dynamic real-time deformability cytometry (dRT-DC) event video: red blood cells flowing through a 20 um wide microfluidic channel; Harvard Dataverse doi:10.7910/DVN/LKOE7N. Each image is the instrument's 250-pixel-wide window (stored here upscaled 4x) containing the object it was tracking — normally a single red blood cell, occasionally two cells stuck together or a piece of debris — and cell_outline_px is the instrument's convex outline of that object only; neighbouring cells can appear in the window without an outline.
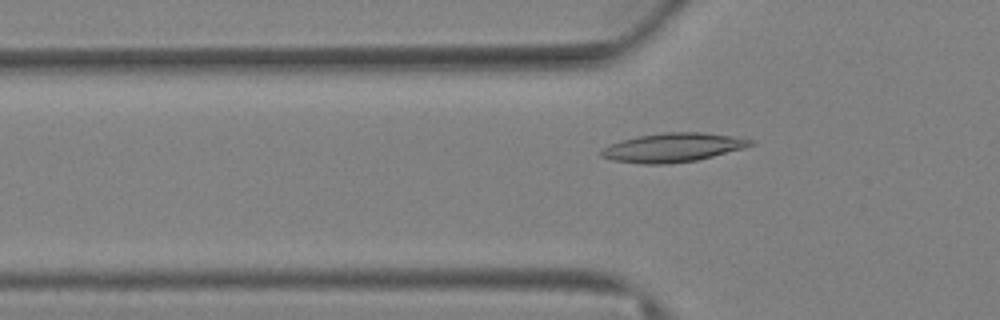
{"species": "Egyptian fruit bat (a non-hibernating species)", "species_latin": "Rousettus aegyptiacus", "temperature_condition": "warm", "stored_images_in_passage": 64, "camera_frame_rate_fps": 3000, "um_per_image_px": 0.085, "animal": {"sex": "female"}, "frame": {"image": 1, "passage_image": 10, "time_ms": 3.0, "image_size_px": [1000, 320], "cell_outline_px": [[756, 144], [744, 148], [696, 160], [668, 164], [644, 164], [612, 160], [600, 156], [600, 152], [608, 144], [620, 140], [636, 136], [664, 132], [700, 132], [732, 136], [756, 140]], "centroid_in_image_um": [57.19, 12.53], "position_along_channel_um": 68.6, "area_um2": 25.26}}
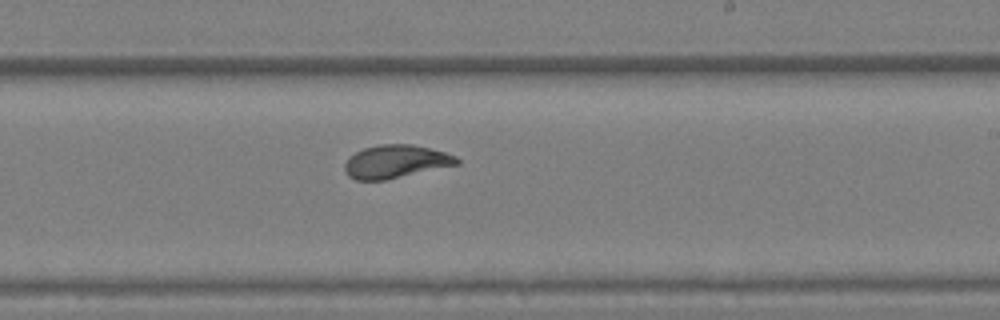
{"frame": {"image": 2, "passage_image": 32, "time_ms": 10.333, "image_size_px": [1000, 320], "cell_outline_px": [[460, 164], [384, 180], [356, 180], [348, 176], [344, 168], [344, 164], [348, 156], [364, 148], [380, 144], [412, 144], [444, 152], [456, 156], [460, 160]], "centroid_in_image_um": [33.62, 13.73], "position_along_channel_um": 255.4, "area_um2": 21.62}}
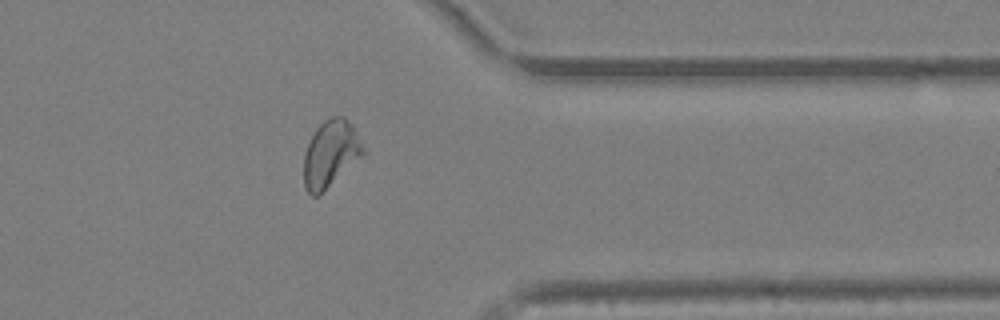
{"frame": {"image": 3, "passage_image": 48, "time_ms": 15.667, "image_size_px": [1000, 320], "cell_outline_px": [[364, 152], [360, 156], [316, 196], [312, 196], [304, 188], [304, 152], [316, 128], [324, 120], [332, 116], [344, 116], [348, 120], [364, 148]], "centroid_in_image_um": [28.04, 13.02], "position_along_channel_um": 383.4, "area_um2": 22.08}, "authors_computed_cell_mechanics": {"area_um2": 22.4842, "velocity_mm_per_s": 2.5568, "shape_relaxation_time_tau1_ms": 6.1593, "shape_relaxation_time_tau2_ms": 1.6353, "deformation_change_tau1": 0.186, "deformation_change_tau2": 0.054}}